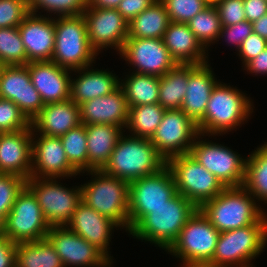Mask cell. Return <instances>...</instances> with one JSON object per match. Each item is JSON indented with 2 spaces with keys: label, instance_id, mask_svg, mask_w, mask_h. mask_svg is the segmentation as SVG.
<instances>
[{
  "label": "cell",
  "instance_id": "6da1fadb",
  "mask_svg": "<svg viewBox=\"0 0 267 267\" xmlns=\"http://www.w3.org/2000/svg\"><path fill=\"white\" fill-rule=\"evenodd\" d=\"M199 208L186 197L177 193L166 204L151 209L130 232L133 238L144 240L162 248L171 247L186 222Z\"/></svg>",
  "mask_w": 267,
  "mask_h": 267
},
{
  "label": "cell",
  "instance_id": "7a4b0ae2",
  "mask_svg": "<svg viewBox=\"0 0 267 267\" xmlns=\"http://www.w3.org/2000/svg\"><path fill=\"white\" fill-rule=\"evenodd\" d=\"M246 95L219 81L211 92L204 118L197 124L199 134L214 137L241 127L254 110L251 98Z\"/></svg>",
  "mask_w": 267,
  "mask_h": 267
},
{
  "label": "cell",
  "instance_id": "3957f363",
  "mask_svg": "<svg viewBox=\"0 0 267 267\" xmlns=\"http://www.w3.org/2000/svg\"><path fill=\"white\" fill-rule=\"evenodd\" d=\"M167 165L150 139L122 135L101 169L111 176L131 182L159 172Z\"/></svg>",
  "mask_w": 267,
  "mask_h": 267
},
{
  "label": "cell",
  "instance_id": "277c9868",
  "mask_svg": "<svg viewBox=\"0 0 267 267\" xmlns=\"http://www.w3.org/2000/svg\"><path fill=\"white\" fill-rule=\"evenodd\" d=\"M199 209L220 233L255 224L267 214L243 186L226 187Z\"/></svg>",
  "mask_w": 267,
  "mask_h": 267
},
{
  "label": "cell",
  "instance_id": "5b68a950",
  "mask_svg": "<svg viewBox=\"0 0 267 267\" xmlns=\"http://www.w3.org/2000/svg\"><path fill=\"white\" fill-rule=\"evenodd\" d=\"M85 172L92 176L80 185L82 202L129 233V182L102 170Z\"/></svg>",
  "mask_w": 267,
  "mask_h": 267
},
{
  "label": "cell",
  "instance_id": "8992f818",
  "mask_svg": "<svg viewBox=\"0 0 267 267\" xmlns=\"http://www.w3.org/2000/svg\"><path fill=\"white\" fill-rule=\"evenodd\" d=\"M266 244L267 215L265 214L255 224L221 232L212 260L208 264L218 267H253L252 259L261 255L263 249H266Z\"/></svg>",
  "mask_w": 267,
  "mask_h": 267
},
{
  "label": "cell",
  "instance_id": "52a82bcc",
  "mask_svg": "<svg viewBox=\"0 0 267 267\" xmlns=\"http://www.w3.org/2000/svg\"><path fill=\"white\" fill-rule=\"evenodd\" d=\"M83 15L55 17V48L51 61L69 70L92 66L97 59Z\"/></svg>",
  "mask_w": 267,
  "mask_h": 267
},
{
  "label": "cell",
  "instance_id": "ba28073f",
  "mask_svg": "<svg viewBox=\"0 0 267 267\" xmlns=\"http://www.w3.org/2000/svg\"><path fill=\"white\" fill-rule=\"evenodd\" d=\"M167 166L173 174L177 193L186 197L198 208L226 188L215 175L196 161L190 153L169 158Z\"/></svg>",
  "mask_w": 267,
  "mask_h": 267
},
{
  "label": "cell",
  "instance_id": "9c48e42d",
  "mask_svg": "<svg viewBox=\"0 0 267 267\" xmlns=\"http://www.w3.org/2000/svg\"><path fill=\"white\" fill-rule=\"evenodd\" d=\"M176 194L175 180L167 165L159 172L129 182V232L151 209L166 204Z\"/></svg>",
  "mask_w": 267,
  "mask_h": 267
},
{
  "label": "cell",
  "instance_id": "30bf717a",
  "mask_svg": "<svg viewBox=\"0 0 267 267\" xmlns=\"http://www.w3.org/2000/svg\"><path fill=\"white\" fill-rule=\"evenodd\" d=\"M220 232L198 209L186 222L176 241L167 250L183 264L209 263L215 252Z\"/></svg>",
  "mask_w": 267,
  "mask_h": 267
},
{
  "label": "cell",
  "instance_id": "8fae6325",
  "mask_svg": "<svg viewBox=\"0 0 267 267\" xmlns=\"http://www.w3.org/2000/svg\"><path fill=\"white\" fill-rule=\"evenodd\" d=\"M59 183L57 178L26 179V186L36 196L43 216L51 227L65 226L82 201L81 186H72L71 189Z\"/></svg>",
  "mask_w": 267,
  "mask_h": 267
},
{
  "label": "cell",
  "instance_id": "7c38bea8",
  "mask_svg": "<svg viewBox=\"0 0 267 267\" xmlns=\"http://www.w3.org/2000/svg\"><path fill=\"white\" fill-rule=\"evenodd\" d=\"M50 227L36 196L25 185L5 217L2 235L16 244L34 242L46 238Z\"/></svg>",
  "mask_w": 267,
  "mask_h": 267
},
{
  "label": "cell",
  "instance_id": "4fadbf2b",
  "mask_svg": "<svg viewBox=\"0 0 267 267\" xmlns=\"http://www.w3.org/2000/svg\"><path fill=\"white\" fill-rule=\"evenodd\" d=\"M203 137V134H199L195 138L190 150L191 156L215 175L225 187L243 186L246 159L229 147L212 140H204Z\"/></svg>",
  "mask_w": 267,
  "mask_h": 267
},
{
  "label": "cell",
  "instance_id": "5bb4252c",
  "mask_svg": "<svg viewBox=\"0 0 267 267\" xmlns=\"http://www.w3.org/2000/svg\"><path fill=\"white\" fill-rule=\"evenodd\" d=\"M198 127L181 109L166 110L162 121L150 138L166 161L177 155L190 153Z\"/></svg>",
  "mask_w": 267,
  "mask_h": 267
},
{
  "label": "cell",
  "instance_id": "9a60e30c",
  "mask_svg": "<svg viewBox=\"0 0 267 267\" xmlns=\"http://www.w3.org/2000/svg\"><path fill=\"white\" fill-rule=\"evenodd\" d=\"M46 238L54 246L64 267H112L100 249L65 226H52Z\"/></svg>",
  "mask_w": 267,
  "mask_h": 267
},
{
  "label": "cell",
  "instance_id": "2e32d148",
  "mask_svg": "<svg viewBox=\"0 0 267 267\" xmlns=\"http://www.w3.org/2000/svg\"><path fill=\"white\" fill-rule=\"evenodd\" d=\"M119 54L139 74L162 77L177 65L158 38H127Z\"/></svg>",
  "mask_w": 267,
  "mask_h": 267
},
{
  "label": "cell",
  "instance_id": "e0dca14e",
  "mask_svg": "<svg viewBox=\"0 0 267 267\" xmlns=\"http://www.w3.org/2000/svg\"><path fill=\"white\" fill-rule=\"evenodd\" d=\"M83 16L90 45L97 54L108 48L121 52L128 38L129 22L117 9L86 8Z\"/></svg>",
  "mask_w": 267,
  "mask_h": 267
},
{
  "label": "cell",
  "instance_id": "ac0fdd59",
  "mask_svg": "<svg viewBox=\"0 0 267 267\" xmlns=\"http://www.w3.org/2000/svg\"><path fill=\"white\" fill-rule=\"evenodd\" d=\"M77 175L81 173L69 163L60 137L32 132L31 177L64 179Z\"/></svg>",
  "mask_w": 267,
  "mask_h": 267
},
{
  "label": "cell",
  "instance_id": "d6986e66",
  "mask_svg": "<svg viewBox=\"0 0 267 267\" xmlns=\"http://www.w3.org/2000/svg\"><path fill=\"white\" fill-rule=\"evenodd\" d=\"M0 98L13 101L31 122L45 106L31 83L27 65L4 66L0 75Z\"/></svg>",
  "mask_w": 267,
  "mask_h": 267
},
{
  "label": "cell",
  "instance_id": "ffe728a7",
  "mask_svg": "<svg viewBox=\"0 0 267 267\" xmlns=\"http://www.w3.org/2000/svg\"><path fill=\"white\" fill-rule=\"evenodd\" d=\"M30 62L51 61L55 48V17L29 13L18 26Z\"/></svg>",
  "mask_w": 267,
  "mask_h": 267
},
{
  "label": "cell",
  "instance_id": "44dd1931",
  "mask_svg": "<svg viewBox=\"0 0 267 267\" xmlns=\"http://www.w3.org/2000/svg\"><path fill=\"white\" fill-rule=\"evenodd\" d=\"M32 168V128L0 133V173L29 179Z\"/></svg>",
  "mask_w": 267,
  "mask_h": 267
},
{
  "label": "cell",
  "instance_id": "7402d4cb",
  "mask_svg": "<svg viewBox=\"0 0 267 267\" xmlns=\"http://www.w3.org/2000/svg\"><path fill=\"white\" fill-rule=\"evenodd\" d=\"M26 65L31 83L45 105L70 99L72 70L52 61L30 62Z\"/></svg>",
  "mask_w": 267,
  "mask_h": 267
},
{
  "label": "cell",
  "instance_id": "603a6c76",
  "mask_svg": "<svg viewBox=\"0 0 267 267\" xmlns=\"http://www.w3.org/2000/svg\"><path fill=\"white\" fill-rule=\"evenodd\" d=\"M66 226L100 249L113 262L108 246L114 228H120L114 221L81 201Z\"/></svg>",
  "mask_w": 267,
  "mask_h": 267
},
{
  "label": "cell",
  "instance_id": "cb8c5ba5",
  "mask_svg": "<svg viewBox=\"0 0 267 267\" xmlns=\"http://www.w3.org/2000/svg\"><path fill=\"white\" fill-rule=\"evenodd\" d=\"M79 107L81 123L84 125L112 124L126 128L129 107L121 86L110 94L88 100Z\"/></svg>",
  "mask_w": 267,
  "mask_h": 267
},
{
  "label": "cell",
  "instance_id": "d4e9b609",
  "mask_svg": "<svg viewBox=\"0 0 267 267\" xmlns=\"http://www.w3.org/2000/svg\"><path fill=\"white\" fill-rule=\"evenodd\" d=\"M80 124V107L71 99L46 104L30 122L32 132L54 137H61Z\"/></svg>",
  "mask_w": 267,
  "mask_h": 267
},
{
  "label": "cell",
  "instance_id": "484cf974",
  "mask_svg": "<svg viewBox=\"0 0 267 267\" xmlns=\"http://www.w3.org/2000/svg\"><path fill=\"white\" fill-rule=\"evenodd\" d=\"M209 62L197 65L188 76V85L181 110L196 125L204 118L211 92L219 82Z\"/></svg>",
  "mask_w": 267,
  "mask_h": 267
},
{
  "label": "cell",
  "instance_id": "4316f807",
  "mask_svg": "<svg viewBox=\"0 0 267 267\" xmlns=\"http://www.w3.org/2000/svg\"><path fill=\"white\" fill-rule=\"evenodd\" d=\"M92 66L72 70L79 74L71 76L70 99L78 106L88 100L106 96L120 86V79L108 69H92ZM108 70V71H107ZM73 78V79H72Z\"/></svg>",
  "mask_w": 267,
  "mask_h": 267
},
{
  "label": "cell",
  "instance_id": "83f0119b",
  "mask_svg": "<svg viewBox=\"0 0 267 267\" xmlns=\"http://www.w3.org/2000/svg\"><path fill=\"white\" fill-rule=\"evenodd\" d=\"M162 40L177 64L200 65L208 62V50L198 41L187 23L170 22Z\"/></svg>",
  "mask_w": 267,
  "mask_h": 267
},
{
  "label": "cell",
  "instance_id": "f1b7e54d",
  "mask_svg": "<svg viewBox=\"0 0 267 267\" xmlns=\"http://www.w3.org/2000/svg\"><path fill=\"white\" fill-rule=\"evenodd\" d=\"M88 151V171L101 170L109 160L125 130L112 124L85 125Z\"/></svg>",
  "mask_w": 267,
  "mask_h": 267
},
{
  "label": "cell",
  "instance_id": "f546056e",
  "mask_svg": "<svg viewBox=\"0 0 267 267\" xmlns=\"http://www.w3.org/2000/svg\"><path fill=\"white\" fill-rule=\"evenodd\" d=\"M196 66V64H177L160 77L159 104L165 110L181 109L188 88V76Z\"/></svg>",
  "mask_w": 267,
  "mask_h": 267
},
{
  "label": "cell",
  "instance_id": "4dcf8cb0",
  "mask_svg": "<svg viewBox=\"0 0 267 267\" xmlns=\"http://www.w3.org/2000/svg\"><path fill=\"white\" fill-rule=\"evenodd\" d=\"M169 23L165 6L157 0L129 22L128 38L162 39Z\"/></svg>",
  "mask_w": 267,
  "mask_h": 267
},
{
  "label": "cell",
  "instance_id": "1f68e13d",
  "mask_svg": "<svg viewBox=\"0 0 267 267\" xmlns=\"http://www.w3.org/2000/svg\"><path fill=\"white\" fill-rule=\"evenodd\" d=\"M15 267H64L51 242L44 238L16 244Z\"/></svg>",
  "mask_w": 267,
  "mask_h": 267
},
{
  "label": "cell",
  "instance_id": "d6a6232c",
  "mask_svg": "<svg viewBox=\"0 0 267 267\" xmlns=\"http://www.w3.org/2000/svg\"><path fill=\"white\" fill-rule=\"evenodd\" d=\"M120 79L128 107L159 103L160 77L132 72Z\"/></svg>",
  "mask_w": 267,
  "mask_h": 267
},
{
  "label": "cell",
  "instance_id": "836d02e7",
  "mask_svg": "<svg viewBox=\"0 0 267 267\" xmlns=\"http://www.w3.org/2000/svg\"><path fill=\"white\" fill-rule=\"evenodd\" d=\"M246 159L243 187L262 204H267V142L252 151Z\"/></svg>",
  "mask_w": 267,
  "mask_h": 267
},
{
  "label": "cell",
  "instance_id": "e575fe53",
  "mask_svg": "<svg viewBox=\"0 0 267 267\" xmlns=\"http://www.w3.org/2000/svg\"><path fill=\"white\" fill-rule=\"evenodd\" d=\"M165 109L159 104L129 107L128 129L131 136L150 139L162 121Z\"/></svg>",
  "mask_w": 267,
  "mask_h": 267
},
{
  "label": "cell",
  "instance_id": "d590c367",
  "mask_svg": "<svg viewBox=\"0 0 267 267\" xmlns=\"http://www.w3.org/2000/svg\"><path fill=\"white\" fill-rule=\"evenodd\" d=\"M198 41L207 50L216 43L221 31V21L214 5H209L187 22Z\"/></svg>",
  "mask_w": 267,
  "mask_h": 267
},
{
  "label": "cell",
  "instance_id": "8d00e7d4",
  "mask_svg": "<svg viewBox=\"0 0 267 267\" xmlns=\"http://www.w3.org/2000/svg\"><path fill=\"white\" fill-rule=\"evenodd\" d=\"M69 163L79 172L88 171L87 137L84 124L70 129L60 137Z\"/></svg>",
  "mask_w": 267,
  "mask_h": 267
},
{
  "label": "cell",
  "instance_id": "74e56055",
  "mask_svg": "<svg viewBox=\"0 0 267 267\" xmlns=\"http://www.w3.org/2000/svg\"><path fill=\"white\" fill-rule=\"evenodd\" d=\"M0 61L5 66L27 64V55L18 27L0 28Z\"/></svg>",
  "mask_w": 267,
  "mask_h": 267
},
{
  "label": "cell",
  "instance_id": "f35d334b",
  "mask_svg": "<svg viewBox=\"0 0 267 267\" xmlns=\"http://www.w3.org/2000/svg\"><path fill=\"white\" fill-rule=\"evenodd\" d=\"M29 13L37 14L38 10L47 11L48 17L79 16L87 8V0H27ZM51 13V14H50ZM53 13V14H52Z\"/></svg>",
  "mask_w": 267,
  "mask_h": 267
},
{
  "label": "cell",
  "instance_id": "ab89813d",
  "mask_svg": "<svg viewBox=\"0 0 267 267\" xmlns=\"http://www.w3.org/2000/svg\"><path fill=\"white\" fill-rule=\"evenodd\" d=\"M166 8L170 22L187 23L209 4L205 0H160Z\"/></svg>",
  "mask_w": 267,
  "mask_h": 267
},
{
  "label": "cell",
  "instance_id": "60d3db41",
  "mask_svg": "<svg viewBox=\"0 0 267 267\" xmlns=\"http://www.w3.org/2000/svg\"><path fill=\"white\" fill-rule=\"evenodd\" d=\"M29 126L30 121L13 101L0 98V133L16 132Z\"/></svg>",
  "mask_w": 267,
  "mask_h": 267
},
{
  "label": "cell",
  "instance_id": "b9f144b4",
  "mask_svg": "<svg viewBox=\"0 0 267 267\" xmlns=\"http://www.w3.org/2000/svg\"><path fill=\"white\" fill-rule=\"evenodd\" d=\"M26 185L20 176L0 173V214L5 218L11 210L18 193Z\"/></svg>",
  "mask_w": 267,
  "mask_h": 267
},
{
  "label": "cell",
  "instance_id": "7bdbcfd3",
  "mask_svg": "<svg viewBox=\"0 0 267 267\" xmlns=\"http://www.w3.org/2000/svg\"><path fill=\"white\" fill-rule=\"evenodd\" d=\"M28 14L27 0H0V28L18 27Z\"/></svg>",
  "mask_w": 267,
  "mask_h": 267
},
{
  "label": "cell",
  "instance_id": "ee69618b",
  "mask_svg": "<svg viewBox=\"0 0 267 267\" xmlns=\"http://www.w3.org/2000/svg\"><path fill=\"white\" fill-rule=\"evenodd\" d=\"M214 6L221 26H230L246 20L243 0H221Z\"/></svg>",
  "mask_w": 267,
  "mask_h": 267
},
{
  "label": "cell",
  "instance_id": "f6af8a7d",
  "mask_svg": "<svg viewBox=\"0 0 267 267\" xmlns=\"http://www.w3.org/2000/svg\"><path fill=\"white\" fill-rule=\"evenodd\" d=\"M253 33V25L249 21H242L230 26H222L217 41L220 39L233 45L236 51L239 50L242 42Z\"/></svg>",
  "mask_w": 267,
  "mask_h": 267
},
{
  "label": "cell",
  "instance_id": "bcb514c9",
  "mask_svg": "<svg viewBox=\"0 0 267 267\" xmlns=\"http://www.w3.org/2000/svg\"><path fill=\"white\" fill-rule=\"evenodd\" d=\"M267 47V40L253 32L241 44L237 55L242 59L243 66L254 59L260 52ZM239 53V54H238Z\"/></svg>",
  "mask_w": 267,
  "mask_h": 267
},
{
  "label": "cell",
  "instance_id": "7dc6e473",
  "mask_svg": "<svg viewBox=\"0 0 267 267\" xmlns=\"http://www.w3.org/2000/svg\"><path fill=\"white\" fill-rule=\"evenodd\" d=\"M157 0H121L117 10L130 22Z\"/></svg>",
  "mask_w": 267,
  "mask_h": 267
},
{
  "label": "cell",
  "instance_id": "c3c4849f",
  "mask_svg": "<svg viewBox=\"0 0 267 267\" xmlns=\"http://www.w3.org/2000/svg\"><path fill=\"white\" fill-rule=\"evenodd\" d=\"M16 243L6 236H0V267H15Z\"/></svg>",
  "mask_w": 267,
  "mask_h": 267
},
{
  "label": "cell",
  "instance_id": "681fc988",
  "mask_svg": "<svg viewBox=\"0 0 267 267\" xmlns=\"http://www.w3.org/2000/svg\"><path fill=\"white\" fill-rule=\"evenodd\" d=\"M246 21L253 23L267 13V0H243Z\"/></svg>",
  "mask_w": 267,
  "mask_h": 267
},
{
  "label": "cell",
  "instance_id": "f907efd6",
  "mask_svg": "<svg viewBox=\"0 0 267 267\" xmlns=\"http://www.w3.org/2000/svg\"><path fill=\"white\" fill-rule=\"evenodd\" d=\"M243 68L247 73L254 75L267 74V47L260 52L254 59L250 60Z\"/></svg>",
  "mask_w": 267,
  "mask_h": 267
},
{
  "label": "cell",
  "instance_id": "816d5d0a",
  "mask_svg": "<svg viewBox=\"0 0 267 267\" xmlns=\"http://www.w3.org/2000/svg\"><path fill=\"white\" fill-rule=\"evenodd\" d=\"M121 0H87V8L117 9Z\"/></svg>",
  "mask_w": 267,
  "mask_h": 267
},
{
  "label": "cell",
  "instance_id": "f5cc1de1",
  "mask_svg": "<svg viewBox=\"0 0 267 267\" xmlns=\"http://www.w3.org/2000/svg\"><path fill=\"white\" fill-rule=\"evenodd\" d=\"M253 32L267 40V13L252 23Z\"/></svg>",
  "mask_w": 267,
  "mask_h": 267
},
{
  "label": "cell",
  "instance_id": "db71d44e",
  "mask_svg": "<svg viewBox=\"0 0 267 267\" xmlns=\"http://www.w3.org/2000/svg\"><path fill=\"white\" fill-rule=\"evenodd\" d=\"M182 267H218V266H212L208 263H197V264H181ZM180 266V267H181Z\"/></svg>",
  "mask_w": 267,
  "mask_h": 267
},
{
  "label": "cell",
  "instance_id": "11a10c76",
  "mask_svg": "<svg viewBox=\"0 0 267 267\" xmlns=\"http://www.w3.org/2000/svg\"><path fill=\"white\" fill-rule=\"evenodd\" d=\"M4 220L5 218L0 214V236L3 234L4 231Z\"/></svg>",
  "mask_w": 267,
  "mask_h": 267
},
{
  "label": "cell",
  "instance_id": "9f6ffc18",
  "mask_svg": "<svg viewBox=\"0 0 267 267\" xmlns=\"http://www.w3.org/2000/svg\"><path fill=\"white\" fill-rule=\"evenodd\" d=\"M209 5H215L221 0H205Z\"/></svg>",
  "mask_w": 267,
  "mask_h": 267
},
{
  "label": "cell",
  "instance_id": "6f0895ef",
  "mask_svg": "<svg viewBox=\"0 0 267 267\" xmlns=\"http://www.w3.org/2000/svg\"><path fill=\"white\" fill-rule=\"evenodd\" d=\"M5 65L0 61V75H1V72H2V69Z\"/></svg>",
  "mask_w": 267,
  "mask_h": 267
}]
</instances>
